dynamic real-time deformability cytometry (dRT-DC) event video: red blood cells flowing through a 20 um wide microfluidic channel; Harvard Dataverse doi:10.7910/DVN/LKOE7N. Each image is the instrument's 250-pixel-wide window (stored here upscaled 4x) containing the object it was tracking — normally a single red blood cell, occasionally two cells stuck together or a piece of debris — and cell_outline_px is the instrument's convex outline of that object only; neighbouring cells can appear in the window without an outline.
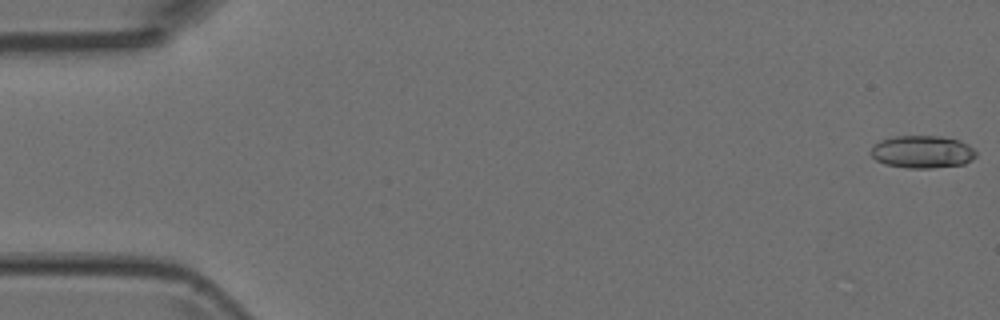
{"species": "Egyptian fruit bat (a non-hibernating species)", "species_latin": "Rousettus aegyptiacus", "temperature_condition": "room temperature", "stored_images_in_passage": 5, "camera_frame_rate_fps": 3000, "um_per_image_px": 0.085, "animal": {"sex": "female"}, "frame": {"image": 1, "passage_image": 1, "time_ms": 0.0, "image_size_px": [1000, 320], "cell_outline_px": [[976, 156], [972, 160], [964, 164], [932, 168], [908, 168], [884, 164], [876, 160], [872, 156], [872, 148], [880, 140], [896, 136], [940, 136], [960, 140], [968, 144], [976, 152]], "centroid_in_image_um": [78.42, 12.91], "position_along_channel_um": 6.6, "area_um2": 19.94}}
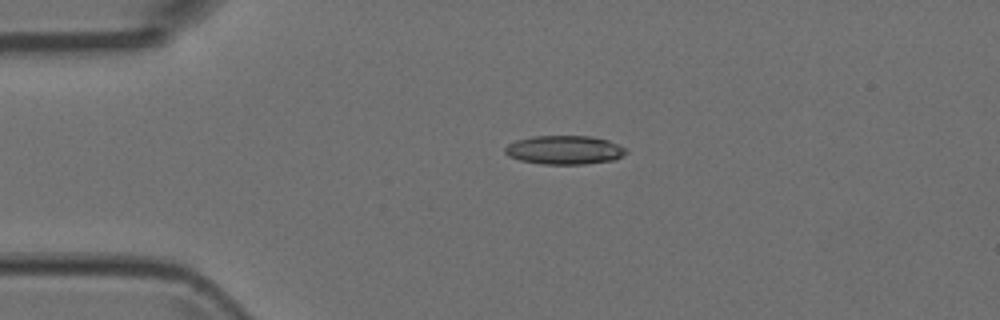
{"frame": {"image": 2, "passage_image": 4, "time_ms": 1.0, "image_size_px": [1000, 320], "cell_outline_px": [[628, 152], [624, 156], [616, 160], [584, 164], [540, 164], [520, 160], [508, 156], [504, 152], [504, 148], [508, 144], [516, 140], [532, 136], [592, 136], [608, 140], [628, 148]], "centroid_in_image_um": [48.02, 12.75], "position_along_channel_um": 37.0, "area_um2": 20.63}}